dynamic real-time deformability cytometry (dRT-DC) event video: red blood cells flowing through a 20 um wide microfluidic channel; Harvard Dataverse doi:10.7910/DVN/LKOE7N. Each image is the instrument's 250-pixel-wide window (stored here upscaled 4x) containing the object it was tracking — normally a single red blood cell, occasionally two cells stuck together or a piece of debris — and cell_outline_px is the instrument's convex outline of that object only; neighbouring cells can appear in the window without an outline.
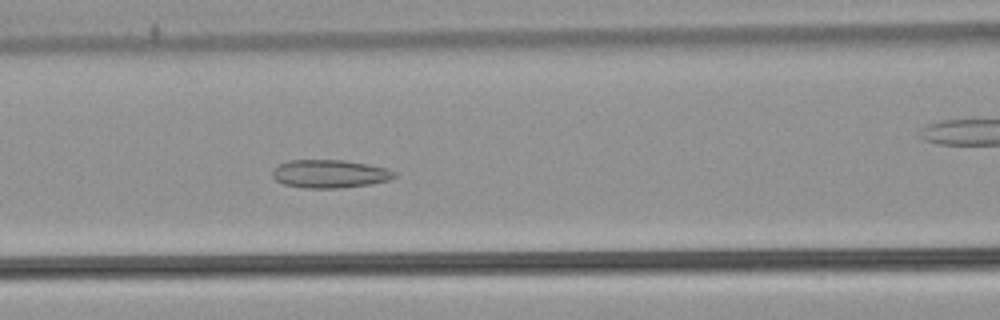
{"species": "common noctule bat (a hibernating species)", "species_latin": "Nyctalus noctula", "temperature_condition": "warm", "stored_images_in_passage": 56, "camera_frame_rate_fps": 3000, "um_per_image_px": 0.085, "animal": {"sex": "male", "body_mass_g": 21.5, "forearm_length_mm": 52.0}, "frame": {"image": 1, "passage_image": 25, "time_ms": 8.0, "image_size_px": [1000, 320], "cell_outline_px": [[396, 176], [388, 180], [372, 184], [340, 188], [304, 188], [284, 184], [276, 180], [272, 176], [272, 172], [280, 164], [288, 160], [344, 160], [368, 164], [388, 168], [396, 172]], "centroid_in_image_um": [28.06, 14.77], "position_along_channel_um": 138.5, "area_um2": 20.06}}
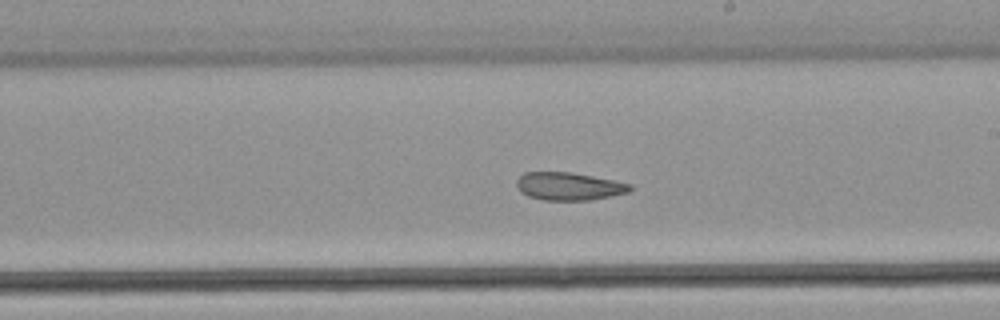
{"frame": {"image": 2, "passage_image": 33, "time_ms": 10.667, "image_size_px": [1000, 320], "cell_outline_px": [[632, 188], [628, 192], [612, 196], [592, 200], [544, 200], [528, 196], [520, 192], [516, 184], [516, 180], [524, 172], [568, 172], [592, 176], [632, 184]], "centroid_in_image_um": [48.34, 15.84], "position_along_channel_um": 240.7, "area_um2": 18.38}}
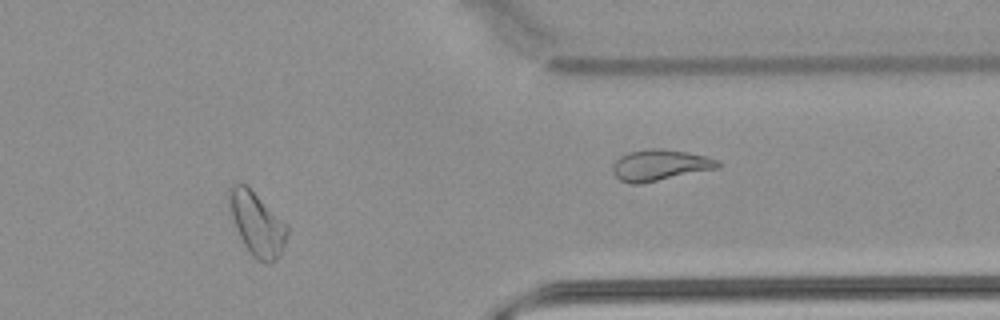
{"frame": {"image": 3, "passage_image": 46, "time_ms": 15.0, "image_size_px": [1000, 320], "cell_outline_px": [[288, 232], [280, 256], [272, 264], [268, 264], [256, 260], [248, 252], [240, 236], [232, 216], [228, 204], [228, 188], [232, 184], [240, 180], [288, 224]], "centroid_in_image_um": [21.84, 19.03], "position_along_channel_um": 389.6, "area_um2": 21.56}, "authors_computed_cell_mechanics": {"area_um2": 23.6402, "velocity_mm_per_s": 3.8381, "shape_relaxation_time_tau1_ms": null, "shape_relaxation_time_tau2_ms": 3.5245, "deformation_change_tau1": null, "deformation_change_tau2": 0.1041}}